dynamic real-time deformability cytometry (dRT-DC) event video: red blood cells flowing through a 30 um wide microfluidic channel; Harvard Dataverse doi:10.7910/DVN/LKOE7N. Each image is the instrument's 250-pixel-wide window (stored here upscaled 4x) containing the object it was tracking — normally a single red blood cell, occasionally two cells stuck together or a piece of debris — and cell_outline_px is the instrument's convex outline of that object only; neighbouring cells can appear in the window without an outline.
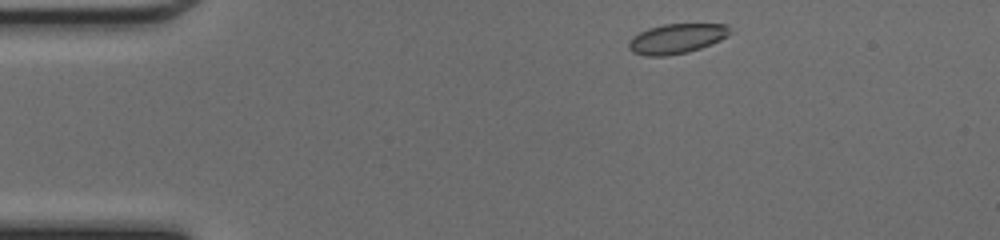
{"species": "common noctule bat (a hibernating species)", "species_latin": "Nyctalus noctula", "temperature_condition": "cold", "stored_images_in_passage": 41, "camera_frame_rate_fps": 3000, "um_per_image_px": 0.085, "animal": {"sex": "female", "body_mass_g": 17.0, "forearm_length_mm": 48.0}, "frame": {"image": 1, "passage_image": 1, "time_ms": 0.0, "image_size_px": [1000, 240], "cell_outline_px": [[732, 32], [728, 36], [720, 40], [700, 48], [688, 52], [664, 56], [644, 56], [632, 52], [628, 48], [628, 44], [632, 36], [648, 28], [664, 24], [728, 24]], "centroid_in_image_um": [57.51, 3.28], "position_along_channel_um": 27.5, "area_um2": 17.69}}
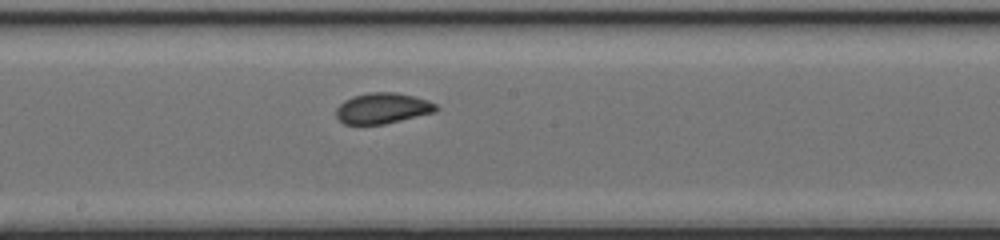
{"frame": {"image": 2, "passage_image": 19, "time_ms": 6.0, "image_size_px": [1000, 240], "cell_outline_px": [[440, 108], [436, 112], [384, 124], [344, 124], [336, 116], [336, 108], [344, 100], [352, 96], [368, 92], [396, 92], [416, 96], [428, 100], [436, 104]], "centroid_in_image_um": [32.54, 9.19], "position_along_channel_um": 215.7, "area_um2": 18.09}}
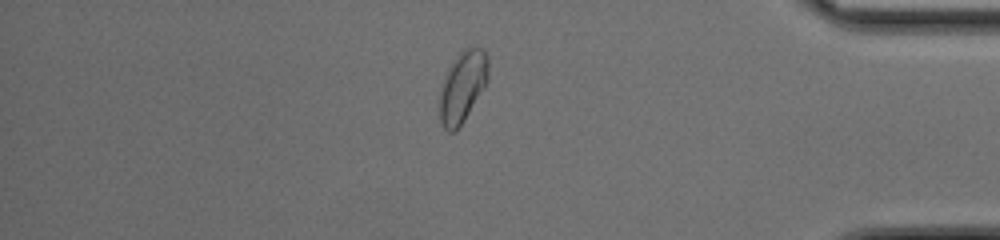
{"frame": {"image": 3, "passage_image": 34, "time_ms": 11.0, "image_size_px": [1000, 240], "cell_outline_px": [[488, 76], [484, 88], [464, 120], [452, 132], [448, 132], [444, 128], [440, 120], [440, 96], [444, 80], [452, 64], [460, 52], [468, 44], [484, 48], [488, 56]], "centroid_in_image_um": [39.36, 7.3], "position_along_channel_um": 395.8, "area_um2": 19.83}, "authors_computed_cell_mechanics": {"area_um2": 18.3226, "velocity_mm_per_s": 4.2472, "shape_relaxation_time_tau1_ms": 3.0229, "shape_relaxation_time_tau2_ms": 0.9813, "deformation_change_tau1": 0.0798, "deformation_change_tau2": 0.0461}}